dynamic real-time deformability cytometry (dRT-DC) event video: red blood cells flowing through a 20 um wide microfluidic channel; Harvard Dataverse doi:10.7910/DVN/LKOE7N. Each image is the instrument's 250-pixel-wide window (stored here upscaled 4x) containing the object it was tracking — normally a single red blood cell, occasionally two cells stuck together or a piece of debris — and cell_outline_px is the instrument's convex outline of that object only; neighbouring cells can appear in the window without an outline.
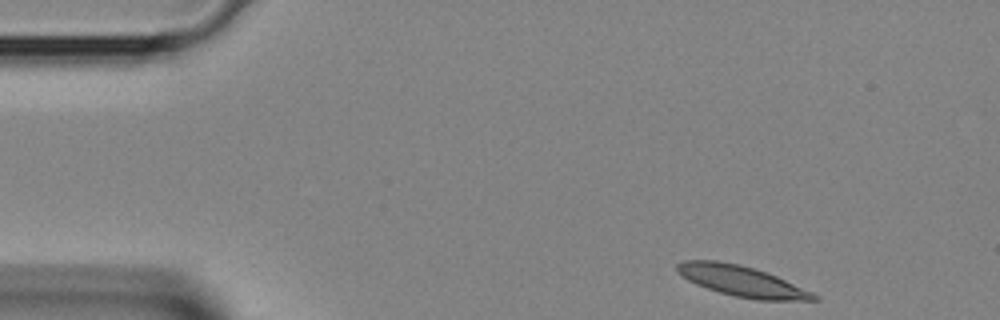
{"species": "Egyptian fruit bat (a non-hibernating species)", "species_latin": "Rousettus aegyptiacus", "temperature_condition": "room temperature", "stored_images_in_passage": 36, "camera_frame_rate_fps": 3000, "um_per_image_px": 0.085, "animal": {"sex": "female"}, "frame": {"image": 1, "passage_image": 1, "time_ms": 0.0, "image_size_px": [1000, 320], "cell_outline_px": [[820, 300], [760, 300], [736, 296], [720, 292], [696, 284], [688, 280], [676, 272], [676, 264], [684, 260], [716, 260], [740, 264], [776, 276], [812, 292], [820, 296]], "centroid_in_image_um": [63.03, 23.89], "position_along_channel_um": 22.0, "area_um2": 24.1}}
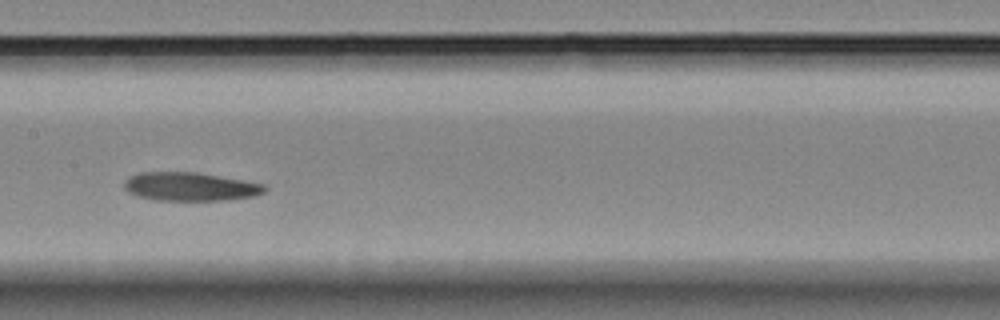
{"frame": {"image": 2, "passage_image": 16, "time_ms": 5.0, "image_size_px": [1000, 320], "cell_outline_px": [[268, 188], [264, 192], [256, 196], [228, 200], [156, 200], [136, 196], [128, 192], [124, 188], [124, 180], [128, 176], [140, 172], [200, 172], [244, 180], [264, 184]], "centroid_in_image_um": [16.17, 15.86], "position_along_channel_um": 191.2, "area_um2": 23.7}}
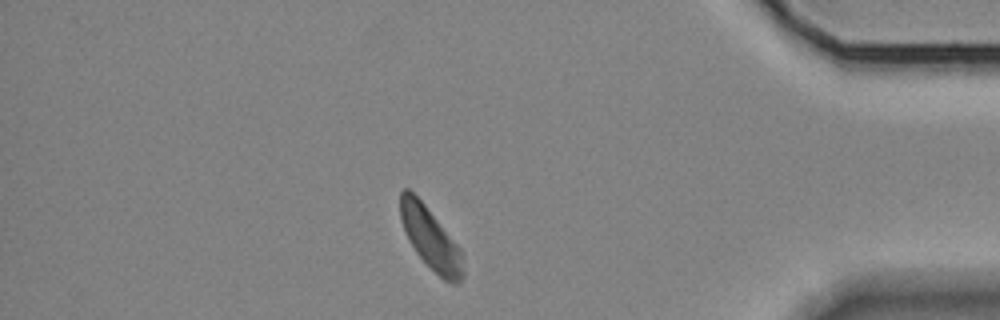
{"frame": {"image": 3, "passage_image": 31, "time_ms": 10.0, "image_size_px": [1000, 320], "cell_outline_px": [[464, 276], [456, 284], [452, 284], [444, 280], [416, 252], [408, 240], [400, 220], [400, 192], [404, 188], [408, 188], [424, 204], [464, 252]], "centroid_in_image_um": [36.62, 20.28], "position_along_channel_um": 398.6, "area_um2": 22.54}}